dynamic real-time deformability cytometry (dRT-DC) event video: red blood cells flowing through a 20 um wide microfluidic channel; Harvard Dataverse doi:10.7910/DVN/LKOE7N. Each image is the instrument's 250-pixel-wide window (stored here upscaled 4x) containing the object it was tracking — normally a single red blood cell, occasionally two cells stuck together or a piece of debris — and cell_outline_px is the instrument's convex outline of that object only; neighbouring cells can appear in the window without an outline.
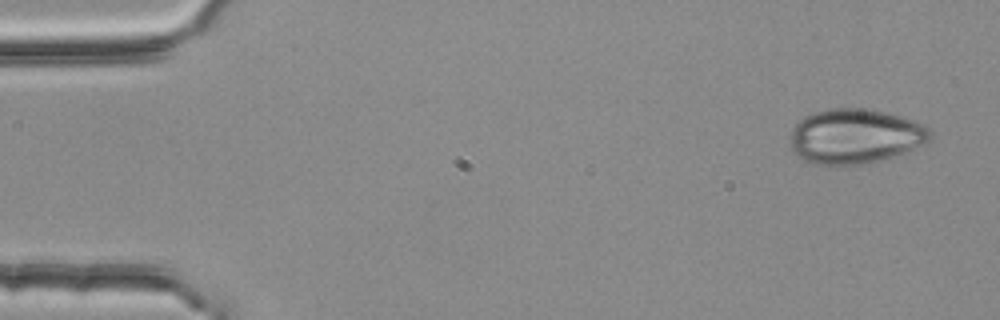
{"species": "common noctule bat (a hibernating species)", "species_latin": "Nyctalus noctula", "temperature_condition": "room temperature", "stored_images_in_passage": 5, "camera_frame_rate_fps": 3000, "um_per_image_px": 0.085, "animal": {"sex": "female", "body_mass_g": 25.1}, "frame": {"image": 1, "passage_image": 1, "time_ms": 0.0, "image_size_px": [1000, 320], "cell_outline_px": [[932, 136], [928, 140], [896, 156], [880, 160], [860, 164], [820, 164], [804, 160], [792, 148], [788, 140], [792, 128], [804, 116], [812, 112], [828, 108], [860, 108], [884, 112], [912, 120], [924, 124], [932, 132]], "centroid_in_image_um": [72.65, 11.56], "position_along_channel_um": 12.4, "area_um2": 44.27}}